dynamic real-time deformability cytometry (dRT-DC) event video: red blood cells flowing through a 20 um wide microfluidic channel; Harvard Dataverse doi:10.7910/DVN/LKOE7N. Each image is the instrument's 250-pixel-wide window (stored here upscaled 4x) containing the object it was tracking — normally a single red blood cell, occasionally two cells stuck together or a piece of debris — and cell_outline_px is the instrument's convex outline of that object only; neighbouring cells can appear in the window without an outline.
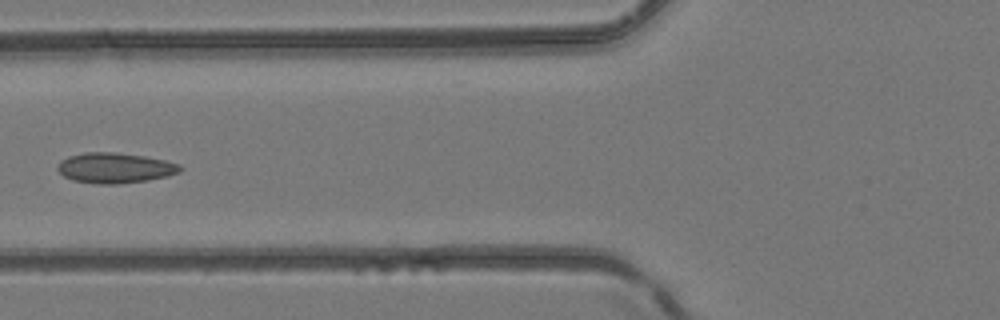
{"species": "common noctule bat (a hibernating species)", "species_latin": "Nyctalus noctula", "temperature_condition": "room temperature", "stored_images_in_passage": 6, "camera_frame_rate_fps": 3000, "um_per_image_px": 0.085, "animal": {"sex": "female", "body_mass_g": 24.6, "forearm_length_mm": 56.2}, "frame": {"image": 1, "passage_image": 6, "time_ms": 1.667, "image_size_px": [1000, 320], "cell_outline_px": [[184, 168], [180, 172], [168, 176], [148, 180], [116, 184], [100, 184], [72, 180], [64, 176], [56, 168], [60, 160], [68, 156], [84, 152], [116, 152], [144, 156], [164, 160], [180, 164]], "centroid_in_image_um": [9.78, 14.27], "position_along_channel_um": 116.0, "area_um2": 21.79}}